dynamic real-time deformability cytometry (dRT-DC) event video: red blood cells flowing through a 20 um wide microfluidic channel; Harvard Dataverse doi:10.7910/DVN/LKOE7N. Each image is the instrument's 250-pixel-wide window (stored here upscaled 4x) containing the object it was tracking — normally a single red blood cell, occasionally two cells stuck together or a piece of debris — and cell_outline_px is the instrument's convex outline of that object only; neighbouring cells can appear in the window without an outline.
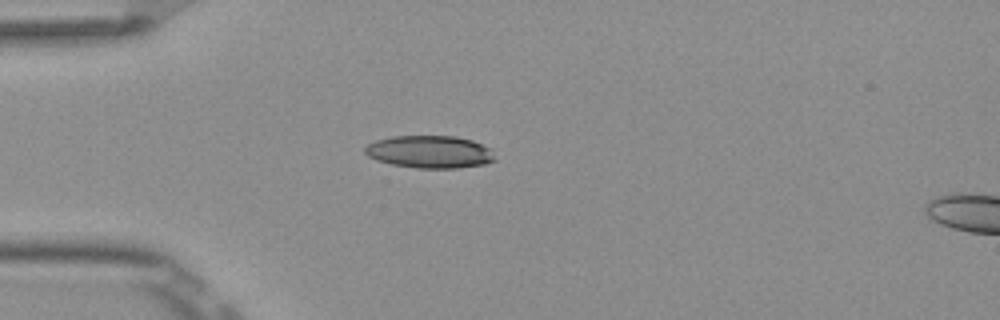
{"species": "Egyptian fruit bat (a non-hibernating species)", "species_latin": "Rousettus aegyptiacus", "temperature_condition": "room temperature", "stored_images_in_passage": 4, "camera_frame_rate_fps": 3000, "um_per_image_px": 0.085, "frame": {"image": 1, "passage_image": 3, "time_ms": 0.667, "image_size_px": [1000, 320], "cell_outline_px": [[496, 160], [484, 164], [460, 168], [416, 168], [392, 164], [376, 160], [368, 156], [364, 152], [364, 148], [368, 144], [376, 140], [392, 136], [452, 136], [472, 140], [492, 148]], "centroid_in_image_um": [36.55, 12.91], "position_along_channel_um": 48.5, "area_um2": 24.8}}